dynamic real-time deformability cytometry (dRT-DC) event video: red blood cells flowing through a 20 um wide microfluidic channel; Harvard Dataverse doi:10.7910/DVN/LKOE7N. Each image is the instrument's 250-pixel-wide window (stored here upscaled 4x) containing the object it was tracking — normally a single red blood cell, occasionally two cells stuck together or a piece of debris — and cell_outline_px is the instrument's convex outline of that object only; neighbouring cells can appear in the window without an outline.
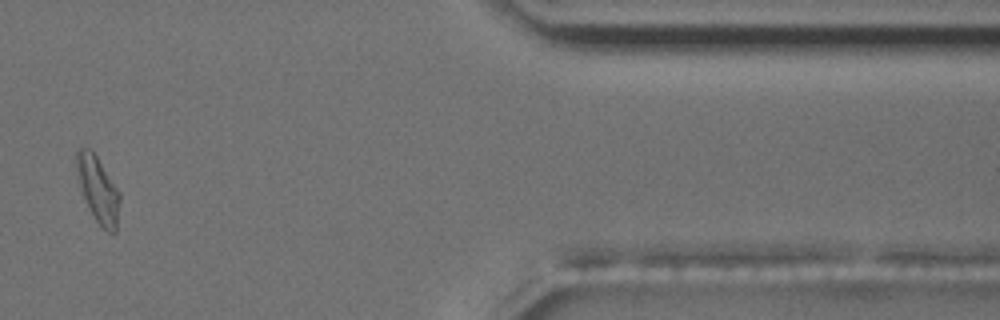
{"species": "common noctule bat (a hibernating species)", "species_latin": "Nyctalus noctula", "temperature_condition": "room temperature", "stored_images_in_passage": 17, "camera_frame_rate_fps": 3000, "um_per_image_px": 0.085, "animal": {"sex": "male", "body_mass_g": 17.5, "forearm_length_mm": 52.3}, "frame": {"image": 1, "passage_image": 15, "time_ms": 16.333, "image_size_px": [1000, 320], "cell_outline_px": [[120, 200], [116, 232], [108, 232], [96, 220], [84, 196], [76, 172], [76, 148], [80, 144], [92, 148], [120, 192]], "centroid_in_image_um": [8.33, 15.99], "position_along_channel_um": 403.1, "area_um2": 16.65}}